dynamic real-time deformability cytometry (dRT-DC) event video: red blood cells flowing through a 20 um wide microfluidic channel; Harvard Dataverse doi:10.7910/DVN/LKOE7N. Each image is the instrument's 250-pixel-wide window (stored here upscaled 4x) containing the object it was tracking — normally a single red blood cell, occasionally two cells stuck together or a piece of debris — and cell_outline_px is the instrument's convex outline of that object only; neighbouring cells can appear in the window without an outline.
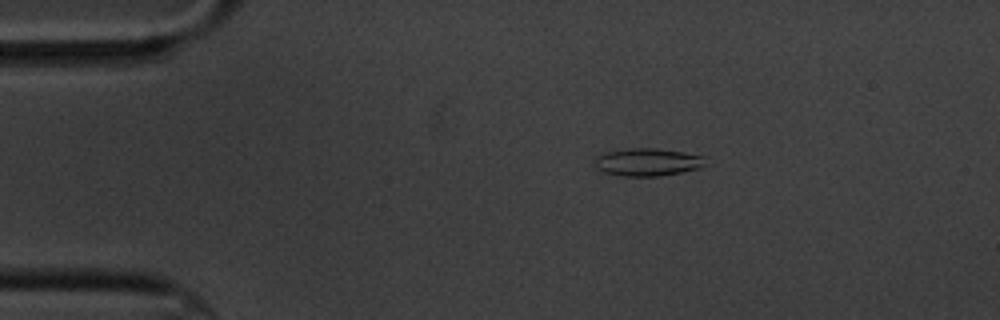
{"species": "common noctule bat (a hibernating species)", "species_latin": "Nyctalus noctula", "temperature_condition": "cold", "stored_images_in_passage": 6, "camera_frame_rate_fps": 3000, "um_per_image_px": 0.085, "animal": {"sex": "male", "body_mass_g": 20.1, "forearm_length_mm": 53.5}, "frame": {"image": 1, "passage_image": 3, "time_ms": 2.333, "image_size_px": [1000, 320], "cell_outline_px": [[704, 164], [700, 168], [680, 172], [656, 176], [624, 176], [604, 172], [596, 168], [596, 156], [608, 152], [632, 148], [656, 148], [684, 152], [704, 156]], "centroid_in_image_um": [55.05, 13.77], "position_along_channel_um": 30.0, "area_um2": 17.57}}
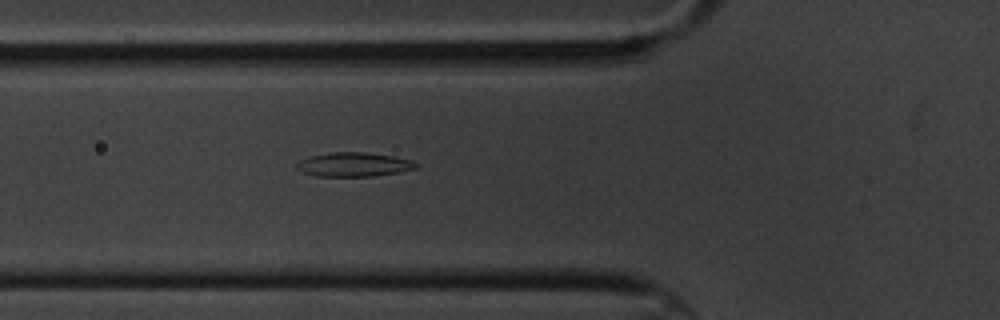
{"frame": {"image": 2, "passage_image": 6, "time_ms": 5.667, "image_size_px": [1000, 320], "cell_outline_px": [[420, 164], [416, 168], [400, 172], [372, 176], [316, 176], [304, 172], [296, 168], [296, 164], [300, 160], [312, 156], [328, 152], [364, 152], [392, 156], [412, 160]], "centroid_in_image_um": [30.1, 13.98], "position_along_channel_um": 95.7, "area_um2": 16.7}}